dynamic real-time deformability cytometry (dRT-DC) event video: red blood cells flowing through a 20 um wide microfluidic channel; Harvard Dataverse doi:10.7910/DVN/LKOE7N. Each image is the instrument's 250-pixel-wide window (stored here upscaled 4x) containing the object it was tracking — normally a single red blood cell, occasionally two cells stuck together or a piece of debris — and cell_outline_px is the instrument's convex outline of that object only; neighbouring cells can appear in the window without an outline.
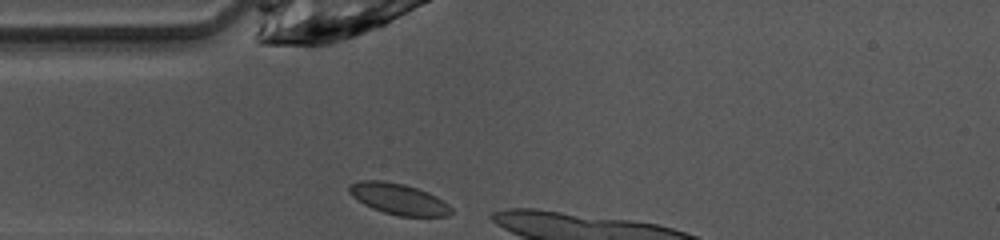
{"species": "common noctule bat (a hibernating species)", "species_latin": "Nyctalus noctula", "temperature_condition": "warm", "stored_images_in_passage": 4, "camera_frame_rate_fps": 3000, "um_per_image_px": 0.085, "animal": {"sex": "female", "body_mass_g": 10.0, "forearm_length_mm": 53.1}, "frame": {"image": 1, "passage_image": 1, "time_ms": 0.0, "image_size_px": [1000, 240], "cell_outline_px": [[452, 212], [448, 216], [396, 216], [372, 208], [364, 204], [352, 196], [348, 192], [348, 184], [360, 180], [384, 180], [404, 184], [428, 192], [436, 196], [448, 204], [452, 208]], "centroid_in_image_um": [33.85, 16.9], "position_along_channel_um": 51.1, "area_um2": 18.55}}